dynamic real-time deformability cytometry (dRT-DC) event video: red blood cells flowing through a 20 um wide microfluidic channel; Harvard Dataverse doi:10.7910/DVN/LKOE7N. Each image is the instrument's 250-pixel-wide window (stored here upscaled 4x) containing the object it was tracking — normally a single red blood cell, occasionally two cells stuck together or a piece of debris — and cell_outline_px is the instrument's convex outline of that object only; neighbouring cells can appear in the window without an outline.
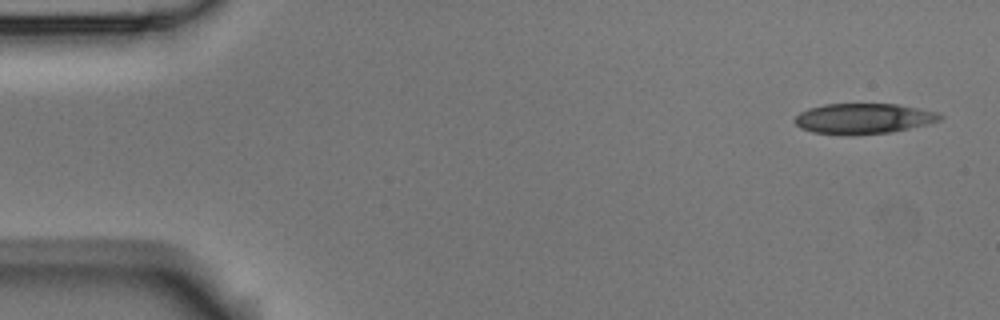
{"species": "Egyptian fruit bat (a non-hibernating species)", "species_latin": "Rousettus aegyptiacus", "temperature_condition": "room temperature", "stored_images_in_passage": 7, "camera_frame_rate_fps": 3000, "um_per_image_px": 0.085, "animal": {"sex": "male"}, "frame": {"image": 1, "passage_image": 1, "time_ms": 0.0, "image_size_px": [1000, 320], "cell_outline_px": [[944, 116], [940, 120], [892, 132], [848, 136], [812, 132], [800, 128], [796, 124], [796, 116], [800, 112], [808, 108], [824, 104], [900, 104], [936, 112]], "centroid_in_image_um": [73.36, 10.08], "position_along_channel_um": 11.6, "area_um2": 25.78}}
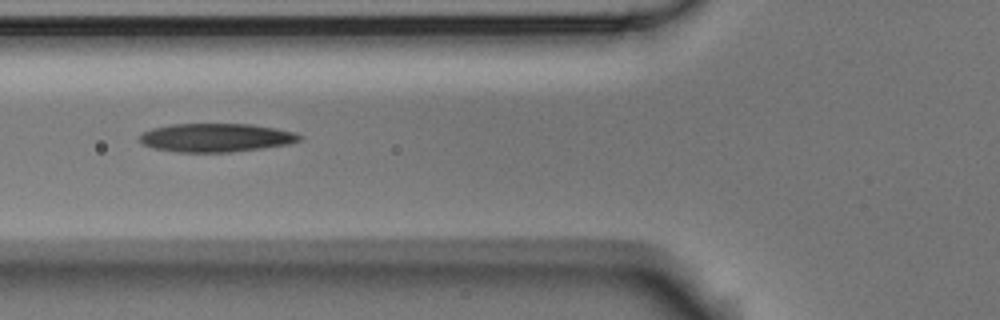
{"frame": {"image": 2, "passage_image": 5, "time_ms": 1.333, "image_size_px": [1000, 320], "cell_outline_px": [[304, 136], [300, 140], [288, 144], [264, 148], [232, 152], [176, 152], [152, 148], [144, 144], [140, 140], [140, 136], [144, 132], [152, 128], [172, 124], [252, 124], [276, 128], [296, 132]], "centroid_in_image_um": [18.4, 11.7], "position_along_channel_um": 107.4, "area_um2": 26.7}}
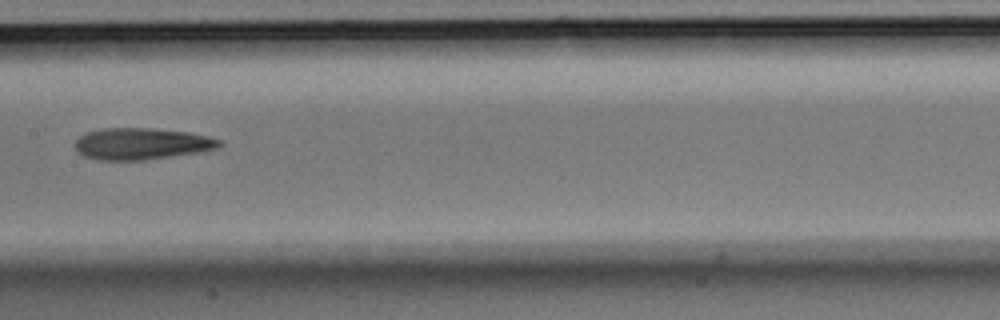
{"frame": {"image": 3, "passage_image": 7, "time_ms": 2.0, "image_size_px": [1000, 320], "cell_outline_px": [[224, 144], [220, 148], [200, 152], [148, 160], [100, 160], [84, 156], [76, 148], [76, 140], [80, 136], [88, 132], [104, 128], [148, 128], [188, 132], [208, 136], [220, 140]], "centroid_in_image_um": [12.1, 12.23], "position_along_channel_um": 195.3, "area_um2": 26.59}}